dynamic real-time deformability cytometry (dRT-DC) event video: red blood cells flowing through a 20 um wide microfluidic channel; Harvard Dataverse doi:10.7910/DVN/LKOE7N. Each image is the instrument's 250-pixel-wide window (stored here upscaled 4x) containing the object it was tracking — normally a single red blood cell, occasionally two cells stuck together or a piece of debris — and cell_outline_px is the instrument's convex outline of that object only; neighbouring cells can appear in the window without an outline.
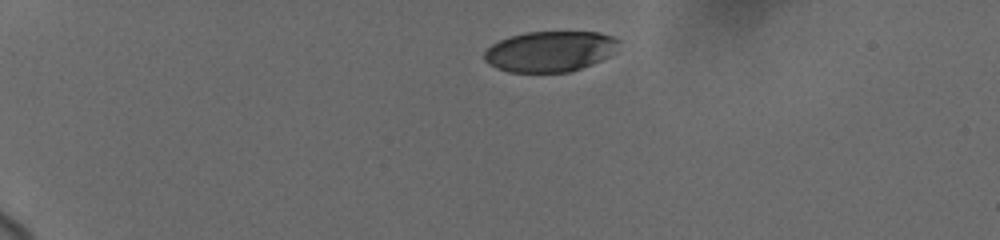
{"species": "human", "species_latin": "Homo sapiens", "temperature_condition": "cold", "stored_images_in_passage": 7, "camera_frame_rate_fps": 3000, "um_per_image_px": 0.085, "donor": {"sex": "female"}, "frame": {"image": 1, "passage_image": 1, "time_ms": 0.0, "image_size_px": [1000, 240], "cell_outline_px": [[620, 40], [608, 56], [592, 64], [568, 72], [508, 72], [496, 68], [488, 64], [484, 60], [484, 52], [492, 44], [500, 40], [512, 36], [528, 32], [600, 32], [612, 36]], "centroid_in_image_um": [46.71, 4.37], "position_along_channel_um": 38.3, "area_um2": 31.56}}
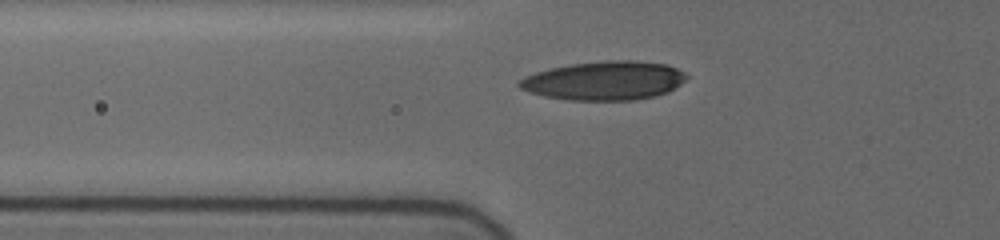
{"frame": {"image": 2, "passage_image": 6, "time_ms": 3.0, "image_size_px": [1000, 240], "cell_outline_px": [[688, 76], [680, 84], [668, 92], [652, 96], [632, 100], [568, 100], [544, 96], [520, 88], [516, 84], [524, 76], [548, 68], [572, 64], [608, 60], [636, 60], [664, 64], [676, 68], [684, 72]], "centroid_in_image_um": [51.35, 6.85], "position_along_channel_um": 74.4, "area_um2": 37.69}}